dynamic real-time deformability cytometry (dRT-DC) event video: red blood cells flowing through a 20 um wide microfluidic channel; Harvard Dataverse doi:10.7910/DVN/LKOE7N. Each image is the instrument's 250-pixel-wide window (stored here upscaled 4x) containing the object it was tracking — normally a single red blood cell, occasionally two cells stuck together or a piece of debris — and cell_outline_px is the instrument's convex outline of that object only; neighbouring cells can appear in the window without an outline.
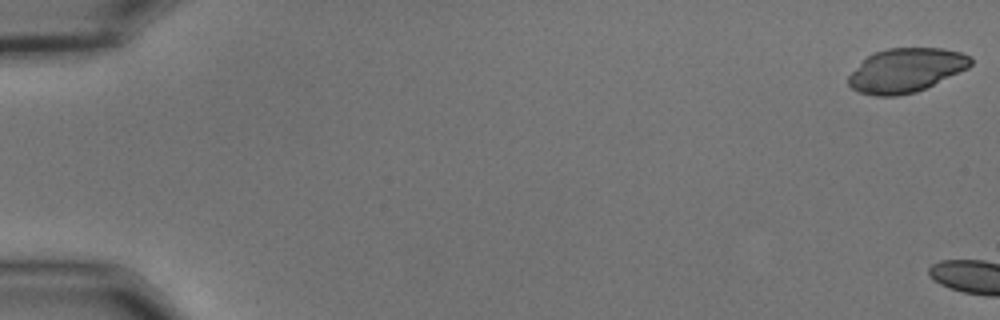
{"species": "common noctule bat (a hibernating species)", "species_latin": "Nyctalus noctula", "temperature_condition": "cold", "stored_images_in_passage": 10, "camera_frame_rate_fps": 3000, "um_per_image_px": 0.085, "animal": {"sex": "male", "body_mass_g": 15.6}, "frame": {"image": 1, "passage_image": 1, "time_ms": 0.0, "image_size_px": [1000, 320], "cell_outline_px": [[972, 64], [968, 68], [916, 92], [896, 96], [876, 96], [860, 92], [852, 88], [848, 84], [848, 76], [872, 52], [888, 48], [944, 48], [960, 52], [972, 56]], "centroid_in_image_um": [77.02, 5.96], "position_along_channel_um": 8.0, "area_um2": 31.21}}